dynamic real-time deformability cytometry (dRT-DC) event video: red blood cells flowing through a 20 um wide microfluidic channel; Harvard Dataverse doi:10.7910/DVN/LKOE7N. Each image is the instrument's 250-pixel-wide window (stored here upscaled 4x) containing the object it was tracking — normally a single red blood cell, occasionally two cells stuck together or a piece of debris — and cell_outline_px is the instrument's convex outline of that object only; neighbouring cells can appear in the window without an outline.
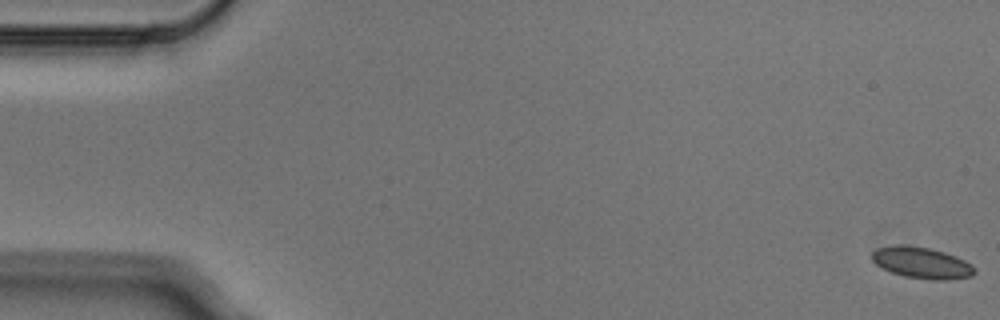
{"species": "Egyptian fruit bat (a non-hibernating species)", "species_latin": "Rousettus aegyptiacus", "temperature_condition": "cold", "stored_images_in_passage": 5, "camera_frame_rate_fps": 3000, "um_per_image_px": 0.085, "animal": {"sex": "male"}, "frame": {"image": 1, "passage_image": 1, "time_ms": 0.0, "image_size_px": [1000, 320], "cell_outline_px": [[976, 272], [972, 276], [948, 280], [932, 280], [904, 276], [892, 272], [876, 264], [872, 260], [872, 252], [876, 248], [892, 244], [908, 244], [928, 248], [944, 252], [956, 256], [972, 264], [976, 268]], "centroid_in_image_um": [78.36, 22.32], "position_along_channel_um": 6.6, "area_um2": 18.96}}
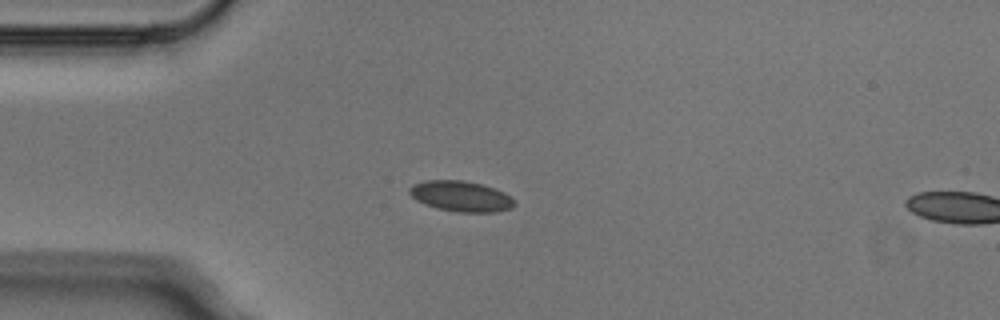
{"frame": {"image": 2, "passage_image": 4, "time_ms": 1.0, "image_size_px": [1000, 320], "cell_outline_px": [[516, 204], [512, 208], [496, 212], [460, 212], [436, 208], [424, 204], [416, 200], [408, 192], [408, 188], [412, 184], [428, 180], [460, 180], [480, 184], [504, 192], [512, 196], [516, 200]], "centroid_in_image_um": [39.19, 16.69], "position_along_channel_um": 45.8, "area_um2": 18.79}}